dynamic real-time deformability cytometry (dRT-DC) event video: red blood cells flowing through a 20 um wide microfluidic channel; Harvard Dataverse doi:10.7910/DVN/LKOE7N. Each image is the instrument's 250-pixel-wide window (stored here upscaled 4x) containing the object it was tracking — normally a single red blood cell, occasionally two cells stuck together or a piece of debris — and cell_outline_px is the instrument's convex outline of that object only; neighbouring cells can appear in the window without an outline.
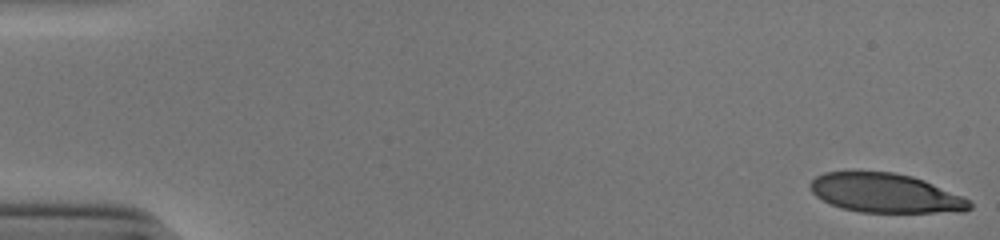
{"species": "human", "species_latin": "Homo sapiens", "temperature_condition": "cold", "stored_images_in_passage": 52, "camera_frame_rate_fps": 3000, "um_per_image_px": 0.085, "donor": {"sex": "male"}, "frame": {"image": 1, "passage_image": 1, "time_ms": 0.0, "image_size_px": [1000, 240], "cell_outline_px": [[972, 208], [964, 212], [860, 212], [840, 208], [816, 196], [812, 192], [808, 184], [816, 176], [824, 172], [892, 172], [912, 176], [924, 180], [960, 196], [968, 200], [972, 204]], "centroid_in_image_um": [75.24, 16.42], "position_along_channel_um": 9.8, "area_um2": 36.13}}
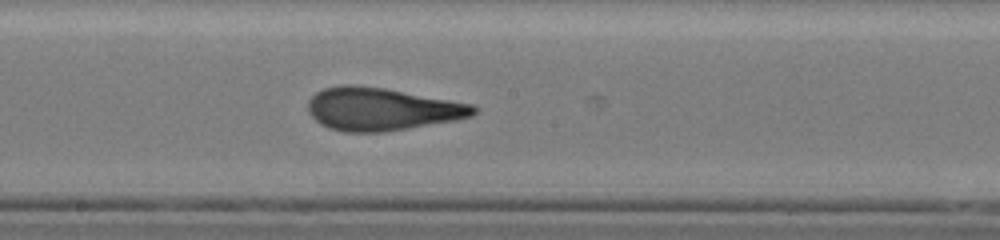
{"frame": {"image": 2, "passage_image": 29, "time_ms": 9.333, "image_size_px": [1000, 240], "cell_outline_px": [[476, 112], [472, 116], [456, 120], [384, 132], [344, 132], [328, 128], [320, 124], [308, 112], [308, 100], [316, 92], [324, 88], [340, 84], [356, 84], [384, 88], [472, 104], [476, 108]], "centroid_in_image_um": [32.39, 9.27], "position_along_channel_um": 215.8, "area_um2": 41.27}}
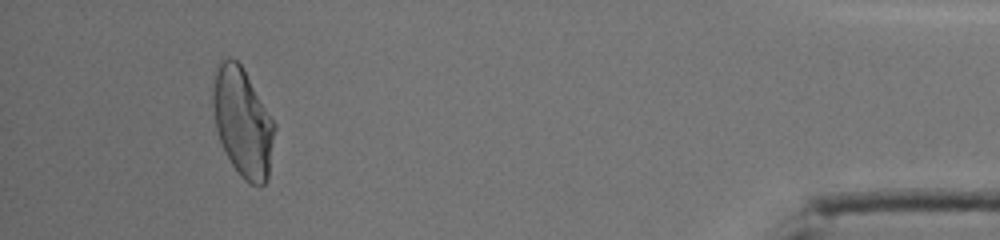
{"frame": {"image": 3, "passage_image": 49, "time_ms": 16.0, "image_size_px": [1000, 240], "cell_outline_px": [[276, 128], [268, 180], [260, 188], [244, 180], [240, 176], [232, 164], [220, 140], [216, 128], [212, 104], [212, 92], [216, 68], [220, 60], [228, 56], [232, 56], [240, 64], [276, 124]], "centroid_in_image_um": [20.64, 10.41], "position_along_channel_um": 414.6, "area_um2": 39.13}, "authors_computed_cell_mechanics": {"area_um2": 39.882, "velocity_mm_per_s": 3.8883, "shape_relaxation_time_tau1_ms": 5.6218, "shape_relaxation_time_tau2_ms": 1.0671, "deformation_change_tau1": 0.2253, "deformation_change_tau2": 0.0944}}